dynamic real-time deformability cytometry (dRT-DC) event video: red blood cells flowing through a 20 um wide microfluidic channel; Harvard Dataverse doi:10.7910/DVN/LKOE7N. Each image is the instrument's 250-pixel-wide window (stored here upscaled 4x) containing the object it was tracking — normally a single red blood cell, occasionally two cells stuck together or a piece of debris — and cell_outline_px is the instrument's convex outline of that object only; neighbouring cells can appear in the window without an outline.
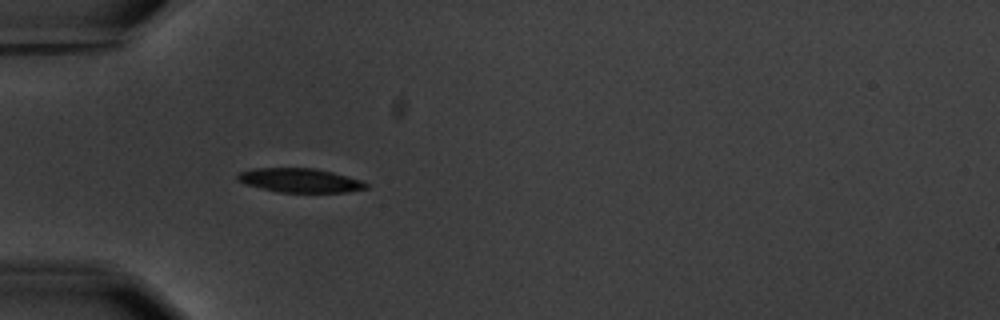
{"species": "common noctule bat (a hibernating species)", "species_latin": "Nyctalus noctula", "temperature_condition": "warm", "stored_images_in_passage": 6, "camera_frame_rate_fps": 3000, "um_per_image_px": 0.085, "animal": {"sex": "male", "body_mass_g": 20.1, "forearm_length_mm": 53.5}, "frame": {"image": 1, "passage_image": 4, "time_ms": 4.333, "image_size_px": [1000, 320], "cell_outline_px": [[368, 188], [348, 192], [276, 192], [244, 184], [236, 180], [236, 176], [240, 172], [252, 168], [312, 168], [332, 172], [360, 180], [368, 184]], "centroid_in_image_um": [25.44, 15.33], "position_along_channel_um": 59.6, "area_um2": 18.03}}
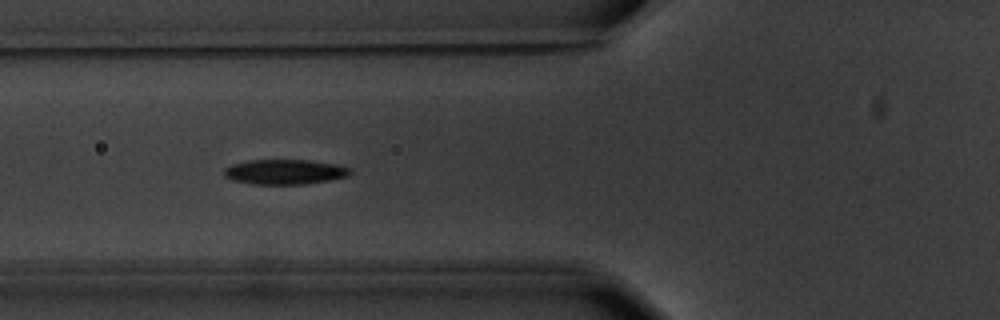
{"frame": {"image": 2, "passage_image": 5, "time_ms": 5.667, "image_size_px": [1000, 320], "cell_outline_px": [[352, 172], [348, 176], [328, 180], [304, 184], [252, 184], [232, 180], [224, 176], [224, 168], [232, 164], [248, 160], [312, 160], [340, 164], [348, 168]], "centroid_in_image_um": [24.2, 14.6], "position_along_channel_um": 101.6, "area_um2": 18.44}}